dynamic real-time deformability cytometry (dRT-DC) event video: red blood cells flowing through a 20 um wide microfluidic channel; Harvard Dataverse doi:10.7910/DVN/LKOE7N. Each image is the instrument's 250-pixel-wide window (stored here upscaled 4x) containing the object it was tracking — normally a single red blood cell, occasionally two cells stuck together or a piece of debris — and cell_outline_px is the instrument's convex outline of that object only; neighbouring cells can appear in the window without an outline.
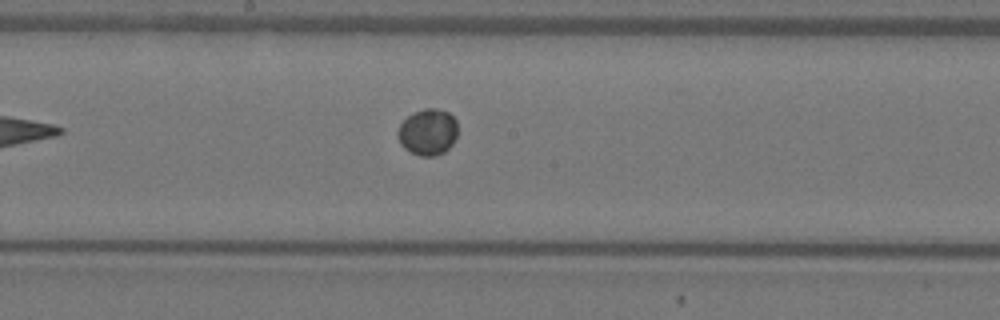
{"species": "Egyptian fruit bat (a non-hibernating species)", "species_latin": "Rousettus aegyptiacus", "temperature_condition": "warm", "stored_images_in_passage": 8, "camera_frame_rate_fps": 3000, "um_per_image_px": 0.085, "animal": {"sex": "female"}, "frame": {"image": 1, "passage_image": 7, "time_ms": 2.0, "image_size_px": [1000, 320], "cell_outline_px": [[456, 136], [452, 144], [444, 152], [436, 156], [420, 156], [404, 148], [400, 144], [396, 136], [396, 132], [400, 124], [412, 112], [424, 108], [436, 108], [448, 112], [456, 120]], "centroid_in_image_um": [36.33, 11.22], "position_along_channel_um": 211.9, "area_um2": 16.3}}